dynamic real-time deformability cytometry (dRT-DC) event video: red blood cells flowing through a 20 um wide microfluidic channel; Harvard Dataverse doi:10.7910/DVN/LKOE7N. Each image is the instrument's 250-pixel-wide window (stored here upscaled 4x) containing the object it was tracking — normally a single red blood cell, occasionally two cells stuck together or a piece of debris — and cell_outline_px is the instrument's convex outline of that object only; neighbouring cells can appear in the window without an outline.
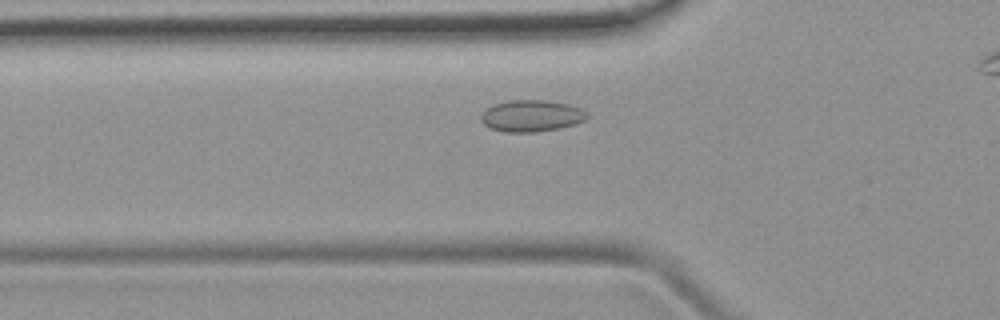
{"species": "common noctule bat (a hibernating species)", "species_latin": "Nyctalus noctula", "temperature_condition": "room temperature", "stored_images_in_passage": 35, "camera_frame_rate_fps": 3000, "um_per_image_px": 0.085, "animal": {"sex": "female", "body_mass_g": 19.9}, "frame": {"image": 1, "passage_image": 9, "time_ms": 2.667, "image_size_px": [1000, 320], "cell_outline_px": [[588, 116], [584, 120], [576, 124], [560, 128], [532, 132], [504, 132], [492, 128], [484, 124], [480, 120], [480, 116], [492, 104], [508, 100], [544, 100], [568, 104], [580, 108]], "centroid_in_image_um": [45.15, 9.84], "position_along_channel_um": 80.7, "area_um2": 19.42}}
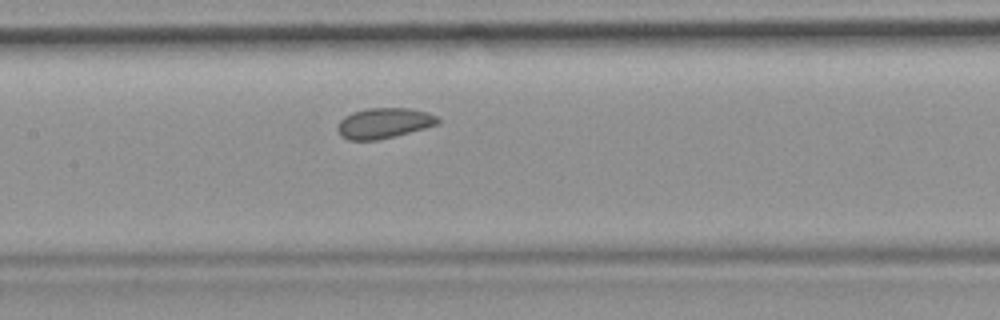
{"frame": {"image": 2, "passage_image": 16, "time_ms": 5.0, "image_size_px": [1000, 320], "cell_outline_px": [[440, 124], [376, 140], [348, 140], [340, 136], [336, 128], [340, 120], [344, 116], [352, 112], [368, 108], [412, 108], [428, 112], [436, 116], [440, 120]], "centroid_in_image_um": [32.61, 10.45], "position_along_channel_um": 174.8, "area_um2": 17.8}}
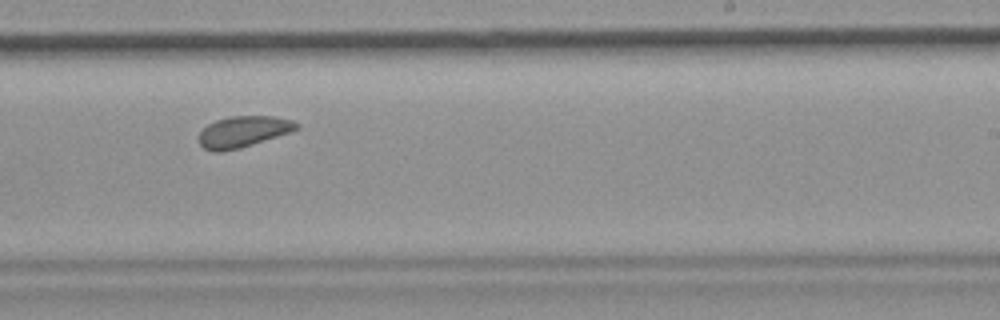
{"frame": {"image": 3, "passage_image": 23, "time_ms": 7.333, "image_size_px": [1000, 320], "cell_outline_px": [[300, 128], [292, 132], [240, 148], [220, 152], [212, 152], [204, 148], [200, 144], [200, 132], [208, 124], [216, 120], [232, 116], [276, 116], [292, 120], [300, 124]], "centroid_in_image_um": [20.72, 11.19], "position_along_channel_um": 268.3, "area_um2": 17.8}}